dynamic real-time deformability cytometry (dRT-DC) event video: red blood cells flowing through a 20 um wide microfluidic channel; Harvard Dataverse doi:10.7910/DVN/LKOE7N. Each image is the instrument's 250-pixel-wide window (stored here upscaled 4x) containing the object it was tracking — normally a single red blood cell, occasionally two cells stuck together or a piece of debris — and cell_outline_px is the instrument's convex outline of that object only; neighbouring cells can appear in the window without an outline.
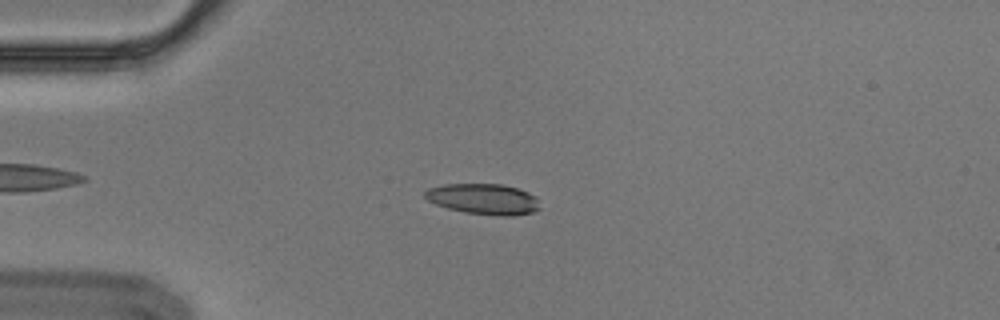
{"species": "Egyptian fruit bat (a non-hibernating species)", "species_latin": "Rousettus aegyptiacus", "temperature_condition": "cold", "stored_images_in_passage": 9, "camera_frame_rate_fps": 3000, "um_per_image_px": 0.085, "animal": {"sex": "male"}, "frame": {"image": 1, "passage_image": 3, "time_ms": 0.667, "image_size_px": [1000, 320], "cell_outline_px": [[540, 208], [536, 212], [512, 216], [500, 216], [464, 212], [448, 208], [436, 204], [428, 200], [424, 196], [424, 192], [428, 188], [444, 184], [500, 184], [516, 188], [528, 192], [536, 196]], "centroid_in_image_um": [41.12, 16.92], "position_along_channel_um": 43.9, "area_um2": 20.63}}
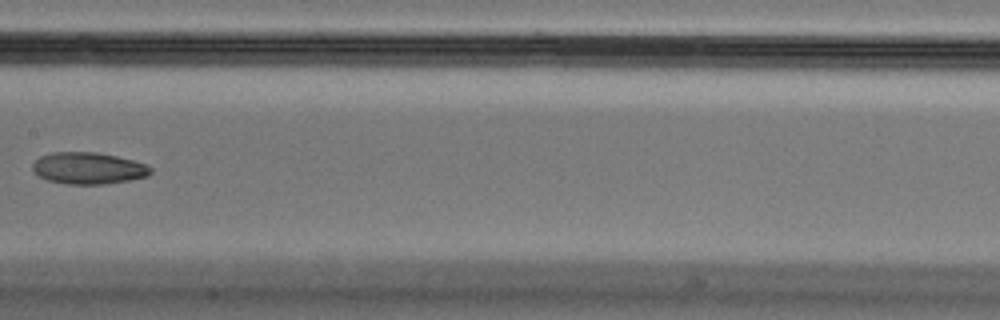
{"frame": {"image": 2, "passage_image": 7, "time_ms": 2.0, "image_size_px": [1000, 320], "cell_outline_px": [[152, 172], [148, 176], [128, 180], [104, 184], [68, 184], [48, 180], [40, 176], [32, 168], [32, 164], [40, 156], [52, 152], [96, 152], [116, 156], [132, 160], [144, 164], [152, 168]], "centroid_in_image_um": [7.51, 14.29], "position_along_channel_um": 199.9, "area_um2": 21.62}}
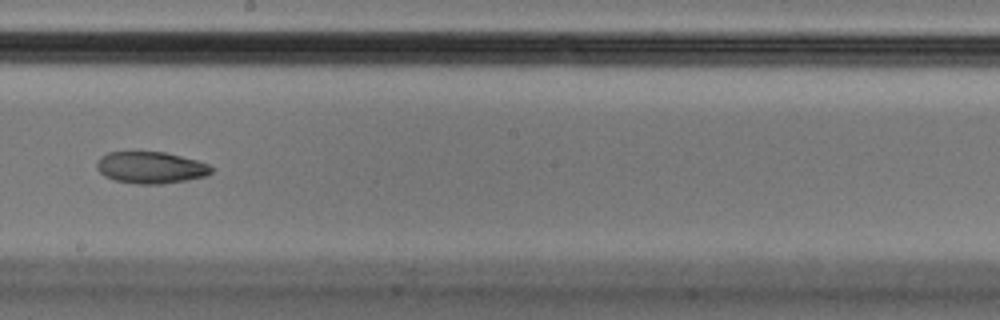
{"frame": {"image": 3, "passage_image": 8, "time_ms": 2.333, "image_size_px": [1000, 320], "cell_outline_px": [[212, 172], [208, 176], [160, 184], [136, 184], [116, 180], [104, 176], [96, 168], [96, 160], [100, 156], [108, 152], [164, 152], [196, 160], [208, 164], [212, 168]], "centroid_in_image_um": [12.78, 14.24], "position_along_channel_um": 235.4, "area_um2": 21.15}}